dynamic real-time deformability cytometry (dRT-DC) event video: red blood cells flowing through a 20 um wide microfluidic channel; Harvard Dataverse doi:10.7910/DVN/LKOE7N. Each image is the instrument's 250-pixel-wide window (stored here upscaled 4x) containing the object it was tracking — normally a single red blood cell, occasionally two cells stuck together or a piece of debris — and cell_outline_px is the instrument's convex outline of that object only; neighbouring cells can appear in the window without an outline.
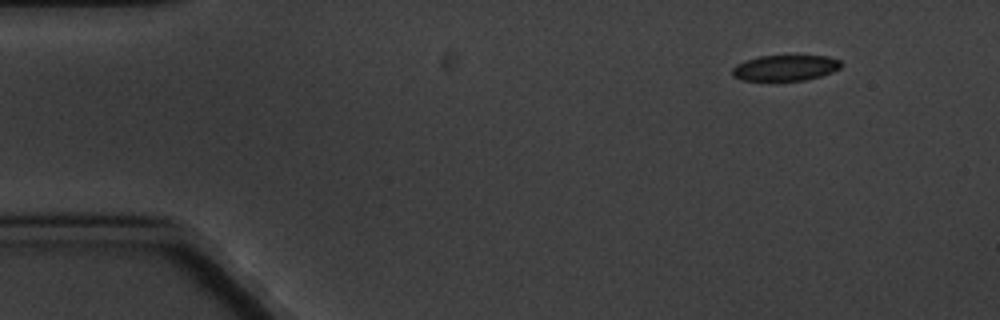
{"species": "common noctule bat (a hibernating species)", "species_latin": "Nyctalus noctula", "temperature_condition": "cold", "stored_images_in_passage": 4, "camera_frame_rate_fps": 3000, "um_per_image_px": 0.085, "animal": {"sex": "male", "body_mass_g": 20.1, "forearm_length_mm": 53.5}, "frame": {"image": 1, "passage_image": 1, "time_ms": 0.0, "image_size_px": [1000, 320], "cell_outline_px": [[840, 68], [832, 72], [820, 76], [804, 80], [740, 80], [732, 76], [732, 68], [736, 64], [744, 60], [760, 56], [828, 56], [840, 60]], "centroid_in_image_um": [66.71, 5.76], "position_along_channel_um": 18.3, "area_um2": 16.24}}
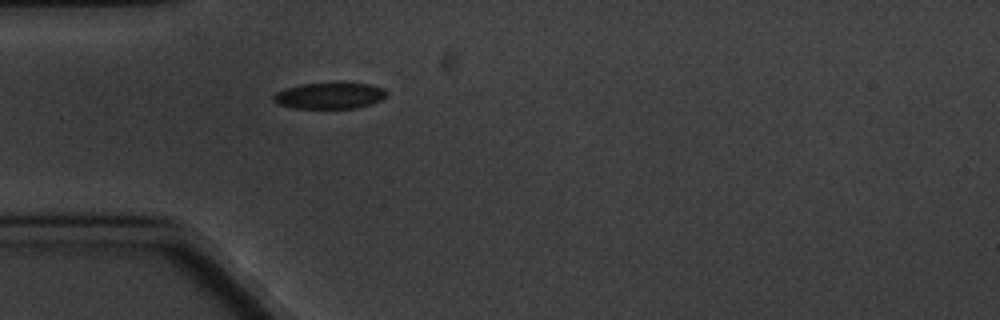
{"frame": {"image": 2, "passage_image": 4, "time_ms": 3.667, "image_size_px": [1000, 320], "cell_outline_px": [[388, 92], [380, 100], [372, 104], [356, 108], [292, 108], [276, 104], [272, 100], [272, 96], [276, 92], [284, 88], [304, 84], [372, 84], [384, 88]], "centroid_in_image_um": [27.98, 8.15], "position_along_channel_um": 57.0, "area_um2": 17.17}}